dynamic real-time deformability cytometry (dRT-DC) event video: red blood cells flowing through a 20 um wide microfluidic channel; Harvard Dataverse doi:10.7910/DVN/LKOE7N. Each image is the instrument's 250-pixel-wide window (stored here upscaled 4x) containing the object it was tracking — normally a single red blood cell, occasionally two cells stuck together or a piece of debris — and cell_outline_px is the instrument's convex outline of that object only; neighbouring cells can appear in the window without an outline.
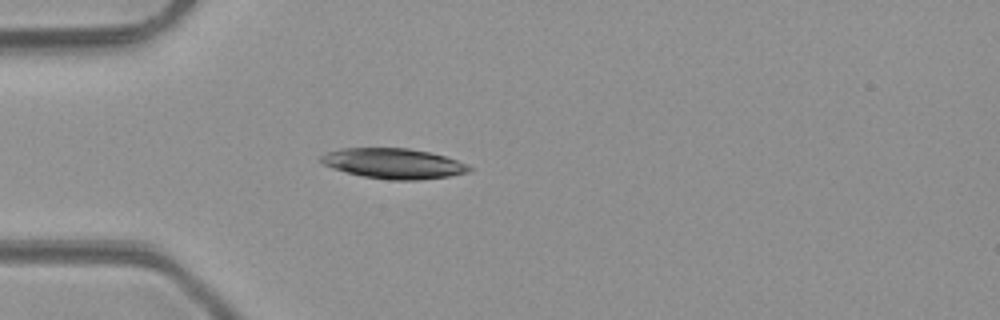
{"species": "common noctule bat (a hibernating species)", "species_latin": "Nyctalus noctula", "temperature_condition": "room temperature", "stored_images_in_passage": 4, "camera_frame_rate_fps": 3000, "um_per_image_px": 0.085, "animal": {"sex": "male", "body_mass_g": 23.1, "forearm_length_mm": 52.7}, "frame": {"image": 1, "passage_image": 4, "time_ms": 4.333, "image_size_px": [1000, 320], "cell_outline_px": [[472, 168], [468, 172], [448, 176], [420, 180], [392, 180], [364, 176], [332, 168], [324, 164], [320, 160], [320, 156], [328, 152], [340, 148], [408, 148], [428, 152], [444, 156], [456, 160]], "centroid_in_image_um": [33.43, 13.89], "position_along_channel_um": 51.6, "area_um2": 25.78}}